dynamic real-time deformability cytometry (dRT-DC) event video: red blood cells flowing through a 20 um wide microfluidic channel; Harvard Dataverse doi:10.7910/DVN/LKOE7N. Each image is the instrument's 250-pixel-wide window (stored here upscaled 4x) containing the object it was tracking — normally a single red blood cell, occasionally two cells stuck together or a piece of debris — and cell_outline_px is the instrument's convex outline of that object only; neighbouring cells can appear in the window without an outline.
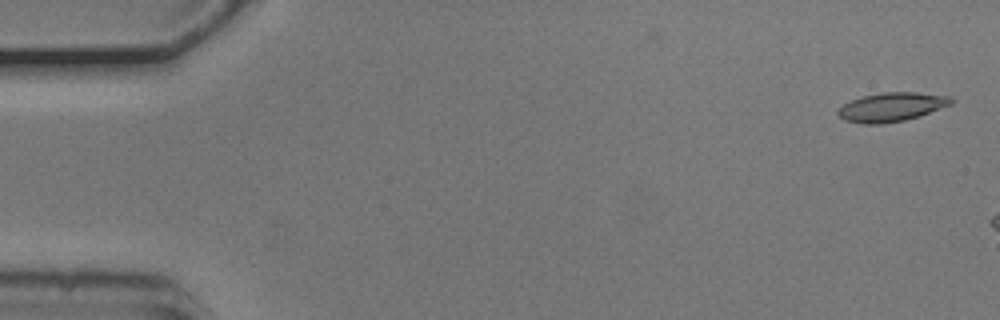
{"species": "common noctule bat (a hibernating species)", "species_latin": "Nyctalus noctula", "temperature_condition": "cold", "stored_images_in_passage": 7, "camera_frame_rate_fps": 3000, "um_per_image_px": 0.085, "animal": {"sex": "male", "body_mass_g": 20.5, "forearm_length_mm": 52.5}, "frame": {"image": 1, "passage_image": 1, "time_ms": 0.0, "image_size_px": [1000, 320], "cell_outline_px": [[956, 100], [952, 104], [920, 116], [904, 120], [880, 124], [864, 124], [844, 120], [836, 112], [844, 104], [860, 96], [884, 92], [916, 92], [952, 96]], "centroid_in_image_um": [75.83, 9.08], "position_along_channel_um": 9.2, "area_um2": 19.19}}